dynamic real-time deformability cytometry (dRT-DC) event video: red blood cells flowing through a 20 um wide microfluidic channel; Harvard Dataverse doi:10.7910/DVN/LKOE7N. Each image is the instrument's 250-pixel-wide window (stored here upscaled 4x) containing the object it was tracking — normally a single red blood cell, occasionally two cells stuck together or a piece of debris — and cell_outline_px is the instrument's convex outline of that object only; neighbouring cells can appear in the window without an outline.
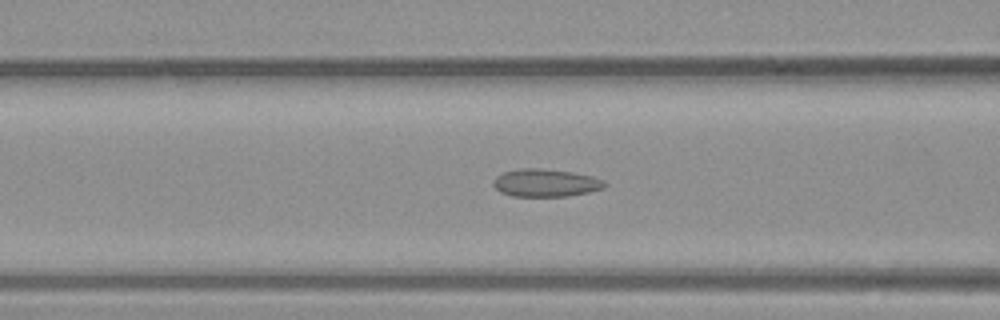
{"species": "common noctule bat (a hibernating species)", "species_latin": "Nyctalus noctula", "temperature_condition": "warm", "stored_images_in_passage": 25, "camera_frame_rate_fps": 3000, "um_per_image_px": 0.085, "animal": {"sex": "male", "body_mass_g": 23.1, "forearm_length_mm": 52.7}, "frame": {"image": 1, "passage_image": 5, "time_ms": 1.333, "image_size_px": [1000, 320], "cell_outline_px": [[608, 184], [604, 188], [588, 192], [568, 196], [512, 196], [500, 192], [492, 184], [492, 180], [496, 176], [504, 172], [520, 168], [540, 168], [572, 172], [592, 176], [604, 180]], "centroid_in_image_um": [46.37, 15.54], "position_along_channel_um": 120.2, "area_um2": 18.09}}
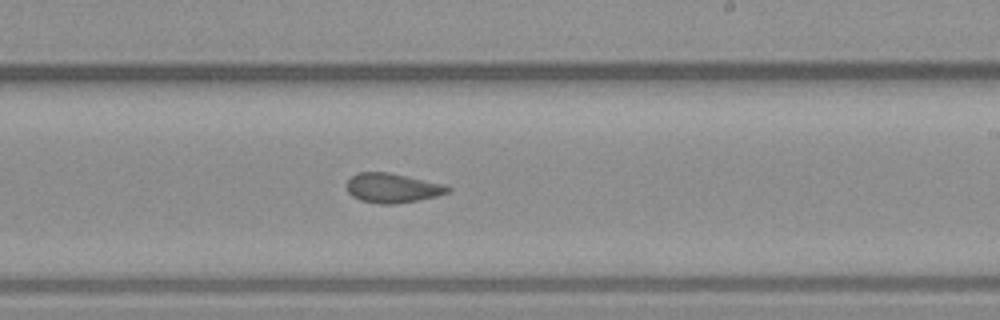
{"frame": {"image": 2, "passage_image": 13, "time_ms": 4.0, "image_size_px": [1000, 320], "cell_outline_px": [[452, 188], [448, 192], [436, 196], [420, 200], [392, 204], [380, 204], [360, 200], [352, 196], [348, 192], [348, 180], [352, 176], [360, 172], [388, 172], [448, 184]], "centroid_in_image_um": [33.41, 15.97], "position_along_channel_um": 255.6, "area_um2": 17.46}}
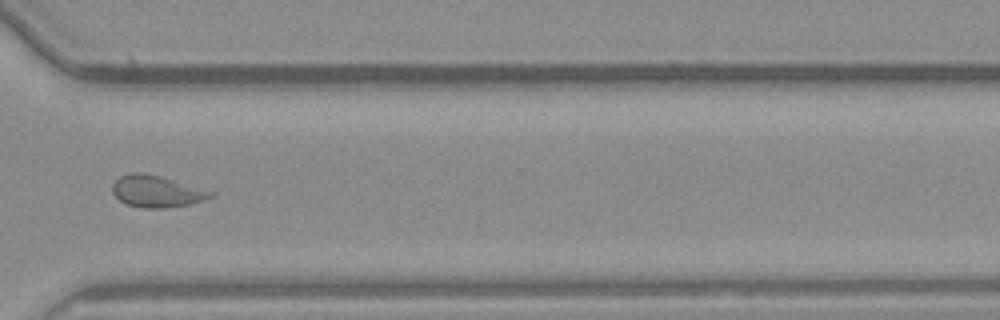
{"frame": {"image": 3, "passage_image": 19, "time_ms": 6.0, "image_size_px": [1000, 320], "cell_outline_px": [[216, 196], [204, 200], [188, 204], [160, 208], [140, 208], [128, 204], [120, 200], [112, 192], [112, 184], [120, 176], [132, 172], [144, 172], [160, 176], [216, 192]], "centroid_in_image_um": [13.33, 16.26], "position_along_channel_um": 357.3, "area_um2": 18.15}}